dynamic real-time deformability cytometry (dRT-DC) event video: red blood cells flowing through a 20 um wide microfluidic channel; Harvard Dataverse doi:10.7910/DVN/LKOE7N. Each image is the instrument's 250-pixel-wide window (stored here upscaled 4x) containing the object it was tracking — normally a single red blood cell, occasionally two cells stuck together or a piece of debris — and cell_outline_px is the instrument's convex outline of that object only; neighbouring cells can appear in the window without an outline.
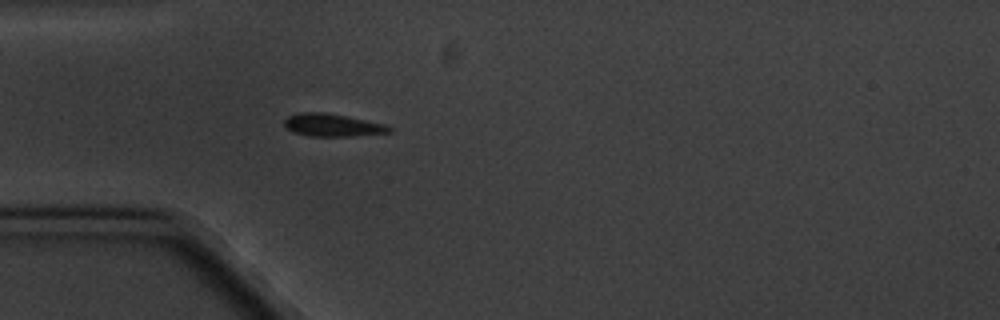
{"species": "common noctule bat (a hibernating species)", "species_latin": "Nyctalus noctula", "temperature_condition": "cold", "stored_images_in_passage": 4, "camera_frame_rate_fps": 3000, "um_per_image_px": 0.085, "animal": {"sex": "male", "body_mass_g": 20.1, "forearm_length_mm": 53.5}, "frame": {"image": 1, "passage_image": 4, "time_ms": 3.333, "image_size_px": [1000, 320], "cell_outline_px": [[392, 132], [352, 136], [308, 136], [296, 132], [288, 128], [284, 124], [284, 120], [288, 116], [300, 112], [324, 112], [388, 124], [392, 128]], "centroid_in_image_um": [28.3, 10.63], "position_along_channel_um": 56.7, "area_um2": 13.81}}